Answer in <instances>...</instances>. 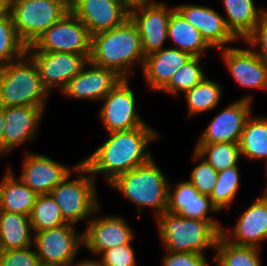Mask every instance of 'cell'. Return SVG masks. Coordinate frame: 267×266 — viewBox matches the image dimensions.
Masks as SVG:
<instances>
[{
    "instance_id": "cell-1",
    "label": "cell",
    "mask_w": 267,
    "mask_h": 266,
    "mask_svg": "<svg viewBox=\"0 0 267 266\" xmlns=\"http://www.w3.org/2000/svg\"><path fill=\"white\" fill-rule=\"evenodd\" d=\"M108 134L110 137L81 161L94 178L101 174L108 184L122 173L147 163L152 158L149 145L159 137L148 123Z\"/></svg>"
},
{
    "instance_id": "cell-2",
    "label": "cell",
    "mask_w": 267,
    "mask_h": 266,
    "mask_svg": "<svg viewBox=\"0 0 267 266\" xmlns=\"http://www.w3.org/2000/svg\"><path fill=\"white\" fill-rule=\"evenodd\" d=\"M144 60L141 37L130 17L118 27L92 36L90 61L96 66L129 79L135 73L133 66L143 67Z\"/></svg>"
},
{
    "instance_id": "cell-3",
    "label": "cell",
    "mask_w": 267,
    "mask_h": 266,
    "mask_svg": "<svg viewBox=\"0 0 267 266\" xmlns=\"http://www.w3.org/2000/svg\"><path fill=\"white\" fill-rule=\"evenodd\" d=\"M156 163L152 157L147 163L122 173L108 184L134 203L139 217L146 208L155 212V219L167 211L169 179Z\"/></svg>"
},
{
    "instance_id": "cell-4",
    "label": "cell",
    "mask_w": 267,
    "mask_h": 266,
    "mask_svg": "<svg viewBox=\"0 0 267 266\" xmlns=\"http://www.w3.org/2000/svg\"><path fill=\"white\" fill-rule=\"evenodd\" d=\"M154 220L165 251L206 255V250L216 249L221 235L208 221L186 218L168 211Z\"/></svg>"
},
{
    "instance_id": "cell-5",
    "label": "cell",
    "mask_w": 267,
    "mask_h": 266,
    "mask_svg": "<svg viewBox=\"0 0 267 266\" xmlns=\"http://www.w3.org/2000/svg\"><path fill=\"white\" fill-rule=\"evenodd\" d=\"M49 94L42 84L36 64L26 53L2 68L0 106L45 107Z\"/></svg>"
},
{
    "instance_id": "cell-6",
    "label": "cell",
    "mask_w": 267,
    "mask_h": 266,
    "mask_svg": "<svg viewBox=\"0 0 267 266\" xmlns=\"http://www.w3.org/2000/svg\"><path fill=\"white\" fill-rule=\"evenodd\" d=\"M74 172L78 174L77 178L70 180ZM95 180L89 170L80 163L49 193L60 207L63 219L67 223L76 225L87 218L88 223L89 219L99 211L100 205Z\"/></svg>"
},
{
    "instance_id": "cell-7",
    "label": "cell",
    "mask_w": 267,
    "mask_h": 266,
    "mask_svg": "<svg viewBox=\"0 0 267 266\" xmlns=\"http://www.w3.org/2000/svg\"><path fill=\"white\" fill-rule=\"evenodd\" d=\"M64 0H10L9 13L19 39L32 45L36 39L57 23L67 12Z\"/></svg>"
},
{
    "instance_id": "cell-8",
    "label": "cell",
    "mask_w": 267,
    "mask_h": 266,
    "mask_svg": "<svg viewBox=\"0 0 267 266\" xmlns=\"http://www.w3.org/2000/svg\"><path fill=\"white\" fill-rule=\"evenodd\" d=\"M92 36L87 27L71 12L26 47V51L91 54Z\"/></svg>"
},
{
    "instance_id": "cell-9",
    "label": "cell",
    "mask_w": 267,
    "mask_h": 266,
    "mask_svg": "<svg viewBox=\"0 0 267 266\" xmlns=\"http://www.w3.org/2000/svg\"><path fill=\"white\" fill-rule=\"evenodd\" d=\"M74 224L34 233L33 246L40 264L68 266L83 247V233H77Z\"/></svg>"
},
{
    "instance_id": "cell-10",
    "label": "cell",
    "mask_w": 267,
    "mask_h": 266,
    "mask_svg": "<svg viewBox=\"0 0 267 266\" xmlns=\"http://www.w3.org/2000/svg\"><path fill=\"white\" fill-rule=\"evenodd\" d=\"M173 7L157 0H149L129 7V17L137 26L144 55L165 48L168 23Z\"/></svg>"
},
{
    "instance_id": "cell-11",
    "label": "cell",
    "mask_w": 267,
    "mask_h": 266,
    "mask_svg": "<svg viewBox=\"0 0 267 266\" xmlns=\"http://www.w3.org/2000/svg\"><path fill=\"white\" fill-rule=\"evenodd\" d=\"M128 78H123L101 101L99 119L107 132L142 127L147 122L139 115L135 94Z\"/></svg>"
},
{
    "instance_id": "cell-12",
    "label": "cell",
    "mask_w": 267,
    "mask_h": 266,
    "mask_svg": "<svg viewBox=\"0 0 267 266\" xmlns=\"http://www.w3.org/2000/svg\"><path fill=\"white\" fill-rule=\"evenodd\" d=\"M26 54L36 64L42 84L49 93L53 88H58L61 92L82 71L91 55L43 51H26Z\"/></svg>"
},
{
    "instance_id": "cell-13",
    "label": "cell",
    "mask_w": 267,
    "mask_h": 266,
    "mask_svg": "<svg viewBox=\"0 0 267 266\" xmlns=\"http://www.w3.org/2000/svg\"><path fill=\"white\" fill-rule=\"evenodd\" d=\"M253 96H246L229 103L207 124L197 143H239L247 119L252 114Z\"/></svg>"
},
{
    "instance_id": "cell-14",
    "label": "cell",
    "mask_w": 267,
    "mask_h": 266,
    "mask_svg": "<svg viewBox=\"0 0 267 266\" xmlns=\"http://www.w3.org/2000/svg\"><path fill=\"white\" fill-rule=\"evenodd\" d=\"M83 233V246L93 255L131 244L135 233L122 216H92Z\"/></svg>"
},
{
    "instance_id": "cell-15",
    "label": "cell",
    "mask_w": 267,
    "mask_h": 266,
    "mask_svg": "<svg viewBox=\"0 0 267 266\" xmlns=\"http://www.w3.org/2000/svg\"><path fill=\"white\" fill-rule=\"evenodd\" d=\"M69 7L91 36L118 27L129 18V7L121 0H74Z\"/></svg>"
},
{
    "instance_id": "cell-16",
    "label": "cell",
    "mask_w": 267,
    "mask_h": 266,
    "mask_svg": "<svg viewBox=\"0 0 267 266\" xmlns=\"http://www.w3.org/2000/svg\"><path fill=\"white\" fill-rule=\"evenodd\" d=\"M80 163L72 166V169L46 155L26 150L18 178L37 195L49 194Z\"/></svg>"
},
{
    "instance_id": "cell-17",
    "label": "cell",
    "mask_w": 267,
    "mask_h": 266,
    "mask_svg": "<svg viewBox=\"0 0 267 266\" xmlns=\"http://www.w3.org/2000/svg\"><path fill=\"white\" fill-rule=\"evenodd\" d=\"M122 79L115 70L96 66L89 60L61 93L74 100L101 101Z\"/></svg>"
},
{
    "instance_id": "cell-18",
    "label": "cell",
    "mask_w": 267,
    "mask_h": 266,
    "mask_svg": "<svg viewBox=\"0 0 267 266\" xmlns=\"http://www.w3.org/2000/svg\"><path fill=\"white\" fill-rule=\"evenodd\" d=\"M168 185V207L167 211L178 214L182 217L204 220L210 222L220 233L222 232L223 224L211 214L218 213L217 208L212 204L211 198L208 195H203L193 186L189 180L176 183L173 187ZM174 188L171 191V188Z\"/></svg>"
},
{
    "instance_id": "cell-19",
    "label": "cell",
    "mask_w": 267,
    "mask_h": 266,
    "mask_svg": "<svg viewBox=\"0 0 267 266\" xmlns=\"http://www.w3.org/2000/svg\"><path fill=\"white\" fill-rule=\"evenodd\" d=\"M230 231V232H228ZM221 235L230 243L239 246L261 248L267 241V191L257 197L238 217L235 226Z\"/></svg>"
},
{
    "instance_id": "cell-20",
    "label": "cell",
    "mask_w": 267,
    "mask_h": 266,
    "mask_svg": "<svg viewBox=\"0 0 267 266\" xmlns=\"http://www.w3.org/2000/svg\"><path fill=\"white\" fill-rule=\"evenodd\" d=\"M220 51L229 74L240 87L267 90V65L252 48L228 45Z\"/></svg>"
},
{
    "instance_id": "cell-21",
    "label": "cell",
    "mask_w": 267,
    "mask_h": 266,
    "mask_svg": "<svg viewBox=\"0 0 267 266\" xmlns=\"http://www.w3.org/2000/svg\"><path fill=\"white\" fill-rule=\"evenodd\" d=\"M174 8L201 33L212 49H224L229 43L239 41L227 28L224 16L215 9L193 3L176 5Z\"/></svg>"
},
{
    "instance_id": "cell-22",
    "label": "cell",
    "mask_w": 267,
    "mask_h": 266,
    "mask_svg": "<svg viewBox=\"0 0 267 266\" xmlns=\"http://www.w3.org/2000/svg\"><path fill=\"white\" fill-rule=\"evenodd\" d=\"M45 107H3L4 155L23 143L33 142L44 115Z\"/></svg>"
},
{
    "instance_id": "cell-23",
    "label": "cell",
    "mask_w": 267,
    "mask_h": 266,
    "mask_svg": "<svg viewBox=\"0 0 267 266\" xmlns=\"http://www.w3.org/2000/svg\"><path fill=\"white\" fill-rule=\"evenodd\" d=\"M193 56L172 46L163 48L145 56L143 77L149 90L160 91L169 83L173 74L185 65Z\"/></svg>"
},
{
    "instance_id": "cell-24",
    "label": "cell",
    "mask_w": 267,
    "mask_h": 266,
    "mask_svg": "<svg viewBox=\"0 0 267 266\" xmlns=\"http://www.w3.org/2000/svg\"><path fill=\"white\" fill-rule=\"evenodd\" d=\"M8 167L0 182V210L29 216L37 194Z\"/></svg>"
},
{
    "instance_id": "cell-25",
    "label": "cell",
    "mask_w": 267,
    "mask_h": 266,
    "mask_svg": "<svg viewBox=\"0 0 267 266\" xmlns=\"http://www.w3.org/2000/svg\"><path fill=\"white\" fill-rule=\"evenodd\" d=\"M227 28L242 41L253 31L256 23L267 12L257 8L254 0H222Z\"/></svg>"
},
{
    "instance_id": "cell-26",
    "label": "cell",
    "mask_w": 267,
    "mask_h": 266,
    "mask_svg": "<svg viewBox=\"0 0 267 266\" xmlns=\"http://www.w3.org/2000/svg\"><path fill=\"white\" fill-rule=\"evenodd\" d=\"M34 232L29 216L0 210V251L33 246Z\"/></svg>"
},
{
    "instance_id": "cell-27",
    "label": "cell",
    "mask_w": 267,
    "mask_h": 266,
    "mask_svg": "<svg viewBox=\"0 0 267 266\" xmlns=\"http://www.w3.org/2000/svg\"><path fill=\"white\" fill-rule=\"evenodd\" d=\"M168 40L176 49L190 53L193 57H202L211 47L202 38L201 33L190 24L176 9L171 12L168 23Z\"/></svg>"
},
{
    "instance_id": "cell-28",
    "label": "cell",
    "mask_w": 267,
    "mask_h": 266,
    "mask_svg": "<svg viewBox=\"0 0 267 266\" xmlns=\"http://www.w3.org/2000/svg\"><path fill=\"white\" fill-rule=\"evenodd\" d=\"M238 144L241 157H246L249 161L264 159L267 167V117H256L251 114L245 123Z\"/></svg>"
},
{
    "instance_id": "cell-29",
    "label": "cell",
    "mask_w": 267,
    "mask_h": 266,
    "mask_svg": "<svg viewBox=\"0 0 267 266\" xmlns=\"http://www.w3.org/2000/svg\"><path fill=\"white\" fill-rule=\"evenodd\" d=\"M221 88V84L205 77L195 87L184 93L188 111L187 119L193 118L196 114L215 110L222 99Z\"/></svg>"
},
{
    "instance_id": "cell-30",
    "label": "cell",
    "mask_w": 267,
    "mask_h": 266,
    "mask_svg": "<svg viewBox=\"0 0 267 266\" xmlns=\"http://www.w3.org/2000/svg\"><path fill=\"white\" fill-rule=\"evenodd\" d=\"M260 249L232 244L220 235L212 262L216 266H261Z\"/></svg>"
},
{
    "instance_id": "cell-31",
    "label": "cell",
    "mask_w": 267,
    "mask_h": 266,
    "mask_svg": "<svg viewBox=\"0 0 267 266\" xmlns=\"http://www.w3.org/2000/svg\"><path fill=\"white\" fill-rule=\"evenodd\" d=\"M194 150L219 173L237 166L241 153L238 143H196Z\"/></svg>"
},
{
    "instance_id": "cell-32",
    "label": "cell",
    "mask_w": 267,
    "mask_h": 266,
    "mask_svg": "<svg viewBox=\"0 0 267 266\" xmlns=\"http://www.w3.org/2000/svg\"><path fill=\"white\" fill-rule=\"evenodd\" d=\"M33 232L56 228L67 222L50 194L38 195L29 215Z\"/></svg>"
},
{
    "instance_id": "cell-33",
    "label": "cell",
    "mask_w": 267,
    "mask_h": 266,
    "mask_svg": "<svg viewBox=\"0 0 267 266\" xmlns=\"http://www.w3.org/2000/svg\"><path fill=\"white\" fill-rule=\"evenodd\" d=\"M201 57H192L185 65L175 72L169 83L161 90L164 93L177 97L191 90L205 77Z\"/></svg>"
},
{
    "instance_id": "cell-34",
    "label": "cell",
    "mask_w": 267,
    "mask_h": 266,
    "mask_svg": "<svg viewBox=\"0 0 267 266\" xmlns=\"http://www.w3.org/2000/svg\"><path fill=\"white\" fill-rule=\"evenodd\" d=\"M239 172L237 165L218 173V180L209 197L219 212L229 209L234 202L241 184Z\"/></svg>"
},
{
    "instance_id": "cell-35",
    "label": "cell",
    "mask_w": 267,
    "mask_h": 266,
    "mask_svg": "<svg viewBox=\"0 0 267 266\" xmlns=\"http://www.w3.org/2000/svg\"><path fill=\"white\" fill-rule=\"evenodd\" d=\"M26 47L16 34L10 13L0 16V68L20 59Z\"/></svg>"
},
{
    "instance_id": "cell-36",
    "label": "cell",
    "mask_w": 267,
    "mask_h": 266,
    "mask_svg": "<svg viewBox=\"0 0 267 266\" xmlns=\"http://www.w3.org/2000/svg\"><path fill=\"white\" fill-rule=\"evenodd\" d=\"M193 152V158L198 163L192 169L189 181L199 193L210 196L218 180V172L195 150Z\"/></svg>"
},
{
    "instance_id": "cell-37",
    "label": "cell",
    "mask_w": 267,
    "mask_h": 266,
    "mask_svg": "<svg viewBox=\"0 0 267 266\" xmlns=\"http://www.w3.org/2000/svg\"><path fill=\"white\" fill-rule=\"evenodd\" d=\"M99 258L102 266H137L132 243L106 250L99 255Z\"/></svg>"
},
{
    "instance_id": "cell-38",
    "label": "cell",
    "mask_w": 267,
    "mask_h": 266,
    "mask_svg": "<svg viewBox=\"0 0 267 266\" xmlns=\"http://www.w3.org/2000/svg\"><path fill=\"white\" fill-rule=\"evenodd\" d=\"M243 41L250 45L249 47L258 55L259 59L267 65V12Z\"/></svg>"
},
{
    "instance_id": "cell-39",
    "label": "cell",
    "mask_w": 267,
    "mask_h": 266,
    "mask_svg": "<svg viewBox=\"0 0 267 266\" xmlns=\"http://www.w3.org/2000/svg\"><path fill=\"white\" fill-rule=\"evenodd\" d=\"M33 248V250H32ZM34 246L24 249L0 251V266H39Z\"/></svg>"
},
{
    "instance_id": "cell-40",
    "label": "cell",
    "mask_w": 267,
    "mask_h": 266,
    "mask_svg": "<svg viewBox=\"0 0 267 266\" xmlns=\"http://www.w3.org/2000/svg\"><path fill=\"white\" fill-rule=\"evenodd\" d=\"M205 256L197 252L165 251L161 266H209Z\"/></svg>"
},
{
    "instance_id": "cell-41",
    "label": "cell",
    "mask_w": 267,
    "mask_h": 266,
    "mask_svg": "<svg viewBox=\"0 0 267 266\" xmlns=\"http://www.w3.org/2000/svg\"><path fill=\"white\" fill-rule=\"evenodd\" d=\"M4 117L3 107L0 106V156H4V139H3V128H4Z\"/></svg>"
},
{
    "instance_id": "cell-42",
    "label": "cell",
    "mask_w": 267,
    "mask_h": 266,
    "mask_svg": "<svg viewBox=\"0 0 267 266\" xmlns=\"http://www.w3.org/2000/svg\"><path fill=\"white\" fill-rule=\"evenodd\" d=\"M10 0H0V16H3L9 12Z\"/></svg>"
},
{
    "instance_id": "cell-43",
    "label": "cell",
    "mask_w": 267,
    "mask_h": 266,
    "mask_svg": "<svg viewBox=\"0 0 267 266\" xmlns=\"http://www.w3.org/2000/svg\"><path fill=\"white\" fill-rule=\"evenodd\" d=\"M73 260L68 266H93V259H83L82 261H78L74 263Z\"/></svg>"
},
{
    "instance_id": "cell-44",
    "label": "cell",
    "mask_w": 267,
    "mask_h": 266,
    "mask_svg": "<svg viewBox=\"0 0 267 266\" xmlns=\"http://www.w3.org/2000/svg\"><path fill=\"white\" fill-rule=\"evenodd\" d=\"M121 1H123L128 7H132V6L139 5L149 0H121Z\"/></svg>"
},
{
    "instance_id": "cell-45",
    "label": "cell",
    "mask_w": 267,
    "mask_h": 266,
    "mask_svg": "<svg viewBox=\"0 0 267 266\" xmlns=\"http://www.w3.org/2000/svg\"><path fill=\"white\" fill-rule=\"evenodd\" d=\"M93 266H102L100 261L97 259V260H93Z\"/></svg>"
},
{
    "instance_id": "cell-46",
    "label": "cell",
    "mask_w": 267,
    "mask_h": 266,
    "mask_svg": "<svg viewBox=\"0 0 267 266\" xmlns=\"http://www.w3.org/2000/svg\"><path fill=\"white\" fill-rule=\"evenodd\" d=\"M68 5H70L74 0H64Z\"/></svg>"
},
{
    "instance_id": "cell-47",
    "label": "cell",
    "mask_w": 267,
    "mask_h": 266,
    "mask_svg": "<svg viewBox=\"0 0 267 266\" xmlns=\"http://www.w3.org/2000/svg\"><path fill=\"white\" fill-rule=\"evenodd\" d=\"M39 266H59V265H44V264H40Z\"/></svg>"
}]
</instances>
